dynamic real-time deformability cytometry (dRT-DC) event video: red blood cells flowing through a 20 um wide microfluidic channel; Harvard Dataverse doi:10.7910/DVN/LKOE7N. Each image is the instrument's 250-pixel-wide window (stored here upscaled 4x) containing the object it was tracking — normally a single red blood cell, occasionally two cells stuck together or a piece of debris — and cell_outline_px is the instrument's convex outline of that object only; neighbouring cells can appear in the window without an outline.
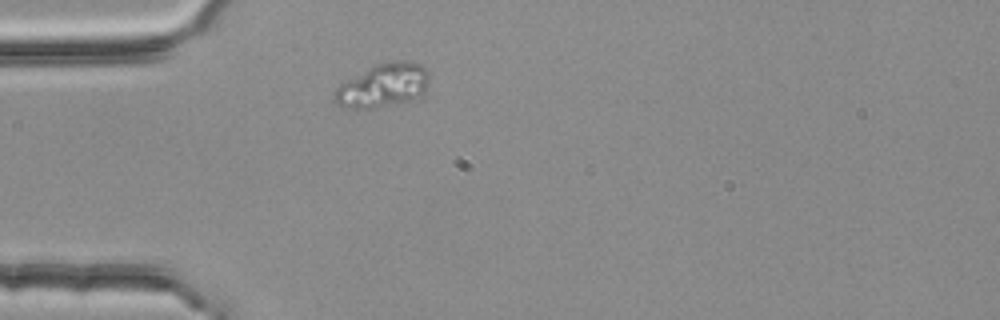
{"species": "common noctule bat (a hibernating species)", "species_latin": "Nyctalus noctula", "temperature_condition": "room temperature", "stored_images_in_passage": 1, "camera_frame_rate_fps": 3000, "um_per_image_px": 0.085, "animal": {"sex": "female", "body_mass_g": 25.1}, "frame": {"image": 1, "passage_image": 1, "time_ms": 0.0, "image_size_px": [1000, 320], "cell_outline_px": [[428, 84], [424, 92], [408, 100], [372, 108], [352, 108], [340, 104], [332, 100], [336, 88], [340, 84], [376, 64], [384, 60], [412, 60], [428, 68]], "centroid_in_image_um": [32.59, 7.21], "position_along_channel_um": 52.4, "area_um2": 23.81}}